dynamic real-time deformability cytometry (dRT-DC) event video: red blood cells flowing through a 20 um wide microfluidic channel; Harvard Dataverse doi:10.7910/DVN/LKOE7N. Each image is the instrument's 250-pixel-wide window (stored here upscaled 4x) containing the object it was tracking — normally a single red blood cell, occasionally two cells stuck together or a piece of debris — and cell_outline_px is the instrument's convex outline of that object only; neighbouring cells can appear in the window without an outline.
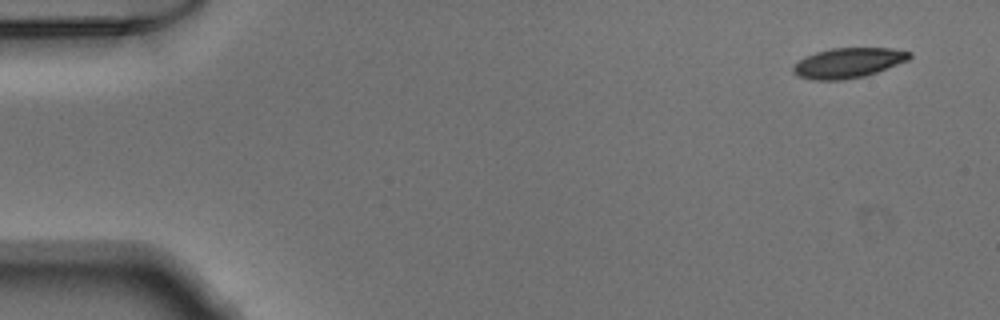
{"species": "Egyptian fruit bat (a non-hibernating species)", "species_latin": "Rousettus aegyptiacus", "temperature_condition": "warm", "stored_images_in_passage": 10, "camera_frame_rate_fps": 3000, "um_per_image_px": 0.085, "animal": {"sex": "male"}, "frame": {"image": 1, "passage_image": 1, "time_ms": 0.0, "image_size_px": [1000, 320], "cell_outline_px": [[912, 56], [908, 60], [876, 72], [864, 76], [844, 80], [812, 80], [796, 76], [792, 72], [792, 68], [804, 56], [816, 52], [832, 48], [892, 48], [912, 52]], "centroid_in_image_um": [72.08, 5.35], "position_along_channel_um": 12.9, "area_um2": 20.4}}